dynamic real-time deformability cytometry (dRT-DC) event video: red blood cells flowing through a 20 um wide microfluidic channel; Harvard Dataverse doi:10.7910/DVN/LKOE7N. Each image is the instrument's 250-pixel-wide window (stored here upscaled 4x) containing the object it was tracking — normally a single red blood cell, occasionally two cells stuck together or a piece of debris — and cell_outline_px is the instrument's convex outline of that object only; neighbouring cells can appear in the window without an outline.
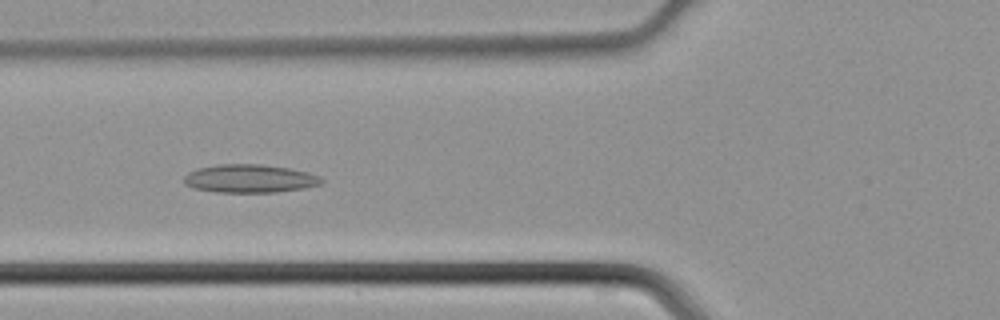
{"species": "common noctule bat (a hibernating species)", "species_latin": "Nyctalus noctula", "temperature_condition": "cold", "stored_images_in_passage": 45, "camera_frame_rate_fps": 3000, "um_per_image_px": 0.085, "animal": {"sex": "male", "body_mass_g": 21.5, "forearm_length_mm": 52.0}, "frame": {"image": 1, "passage_image": 17, "time_ms": 5.333, "image_size_px": [1000, 320], "cell_outline_px": [[324, 180], [320, 184], [304, 188], [276, 192], [216, 192], [192, 188], [184, 184], [184, 176], [188, 172], [200, 168], [220, 164], [260, 164], [288, 168], [308, 172], [320, 176]], "centroid_in_image_um": [21.22, 15.18], "position_along_channel_um": 104.6, "area_um2": 22.6}}
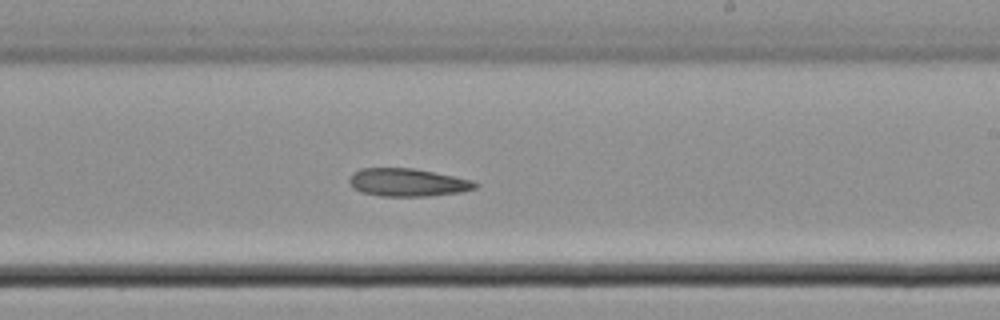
{"frame": {"image": 2, "passage_image": 27, "time_ms": 8.667, "image_size_px": [1000, 320], "cell_outline_px": [[480, 184], [476, 188], [460, 192], [428, 196], [380, 196], [360, 192], [352, 188], [348, 180], [360, 168], [412, 168], [472, 180]], "centroid_in_image_um": [34.63, 15.51], "position_along_channel_um": 254.4, "area_um2": 20.35}}
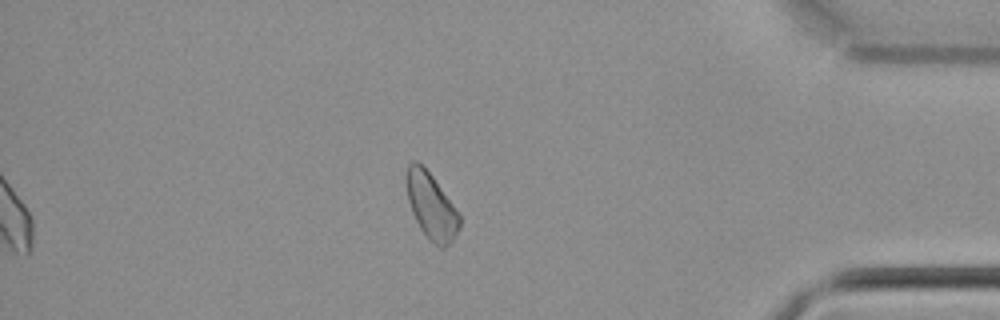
{"frame": {"image": 3, "passage_image": 39, "time_ms": 12.667, "image_size_px": [1000, 320], "cell_outline_px": [[460, 228], [456, 236], [444, 248], [440, 248], [428, 240], [420, 228], [412, 212], [408, 200], [408, 164], [412, 160], [416, 160], [432, 176], [460, 212]], "centroid_in_image_um": [36.71, 17.58], "position_along_channel_um": 398.5, "area_um2": 20.23}}